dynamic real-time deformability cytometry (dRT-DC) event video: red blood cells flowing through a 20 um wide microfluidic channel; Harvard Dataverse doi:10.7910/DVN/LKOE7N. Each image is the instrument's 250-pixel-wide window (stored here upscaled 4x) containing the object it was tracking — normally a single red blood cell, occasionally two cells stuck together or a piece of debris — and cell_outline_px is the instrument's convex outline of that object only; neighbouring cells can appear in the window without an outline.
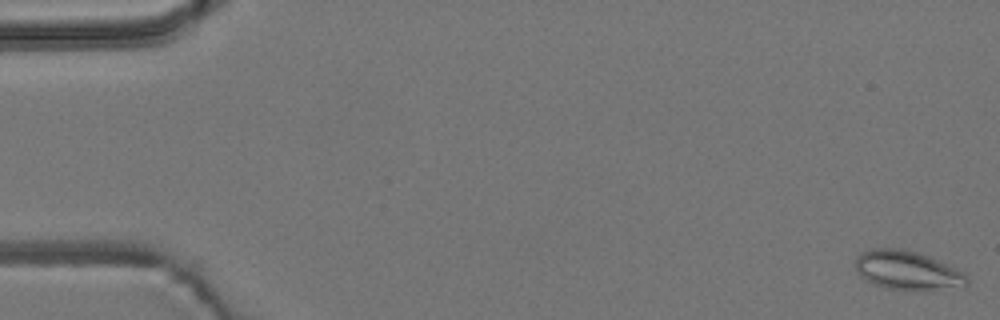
{"species": "common noctule bat (a hibernating species)", "species_latin": "Nyctalus noctula", "temperature_condition": "room temperature", "stored_images_in_passage": 55, "camera_frame_rate_fps": 3000, "um_per_image_px": 0.085, "animal": {"sex": "male", "body_mass_g": 19.2, "forearm_length_mm": 51.8}, "frame": {"image": 1, "passage_image": 1, "time_ms": 0.0, "image_size_px": [1000, 320], "cell_outline_px": [[968, 284], [964, 288], [888, 288], [876, 284], [860, 276], [856, 268], [856, 256], [860, 252], [872, 248], [904, 248], [940, 260], [964, 272], [968, 276]], "centroid_in_image_um": [77.15, 22.93], "position_along_channel_um": 7.8, "area_um2": 24.97}}
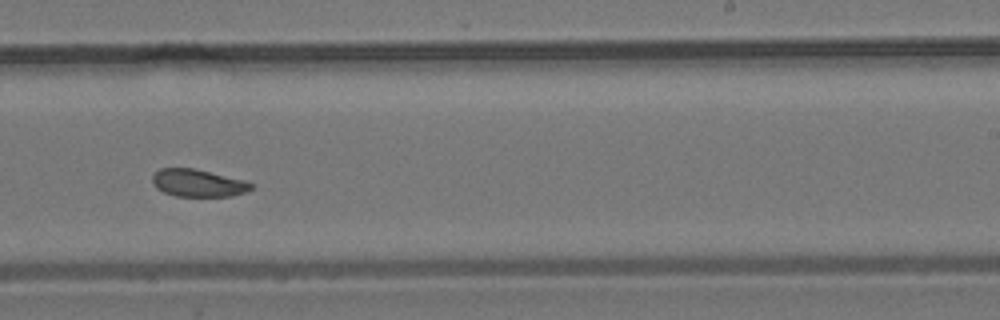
{"frame": {"image": 2, "passage_image": 34, "time_ms": 11.0, "image_size_px": [1000, 320], "cell_outline_px": [[256, 184], [248, 192], [232, 196], [176, 196], [164, 192], [156, 188], [152, 184], [152, 176], [160, 168], [196, 168], [244, 180]], "centroid_in_image_um": [16.86, 15.55], "position_along_channel_um": 272.1, "area_um2": 16.01}}
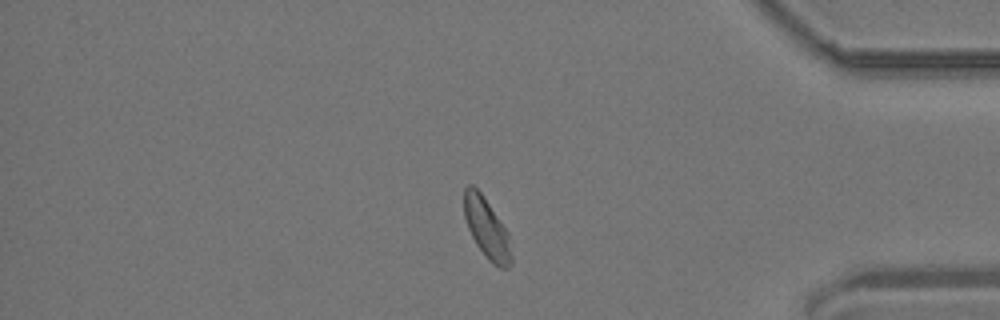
{"frame": {"image": 3, "passage_image": 46, "time_ms": 15.0, "image_size_px": [1000, 320], "cell_outline_px": [[512, 264], [508, 268], [500, 268], [488, 260], [476, 244], [468, 228], [464, 216], [464, 188], [468, 184], [472, 184], [480, 192], [508, 232], [512, 256]], "centroid_in_image_um": [41.37, 19.43], "position_along_channel_um": 393.8, "area_um2": 16.47}, "authors_computed_cell_mechanics": {"area_um2": 17.2244, "velocity_mm_per_s": 3.7751, "shape_relaxation_time_tau1_ms": 7.8045, "shape_relaxation_time_tau2_ms": 3.2836, "deformation_change_tau1": 0.1262, "deformation_change_tau2": 0.0869}}